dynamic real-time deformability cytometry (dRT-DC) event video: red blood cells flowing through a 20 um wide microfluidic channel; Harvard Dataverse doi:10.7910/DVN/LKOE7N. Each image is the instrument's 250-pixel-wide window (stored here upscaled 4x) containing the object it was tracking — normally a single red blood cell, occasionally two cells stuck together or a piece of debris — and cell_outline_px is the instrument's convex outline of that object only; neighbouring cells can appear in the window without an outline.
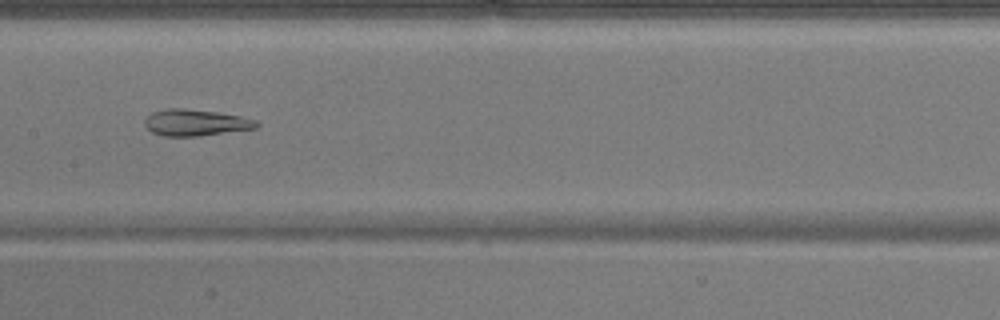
{"species": "common noctule bat (a hibernating species)", "species_latin": "Nyctalus noctula", "temperature_condition": "warm", "stored_images_in_passage": 52, "camera_frame_rate_fps": 3000, "um_per_image_px": 0.085, "animal": {"sex": "male", "body_mass_g": 17.9}, "frame": {"image": 1, "passage_image": 26, "time_ms": 8.333, "image_size_px": [1000, 320], "cell_outline_px": [[260, 124], [256, 128], [200, 136], [164, 136], [152, 132], [144, 124], [144, 120], [152, 112], [168, 108], [184, 108], [216, 112], [240, 116], [256, 120]], "centroid_in_image_um": [16.62, 10.42], "position_along_channel_um": 190.8, "area_um2": 17.17}}
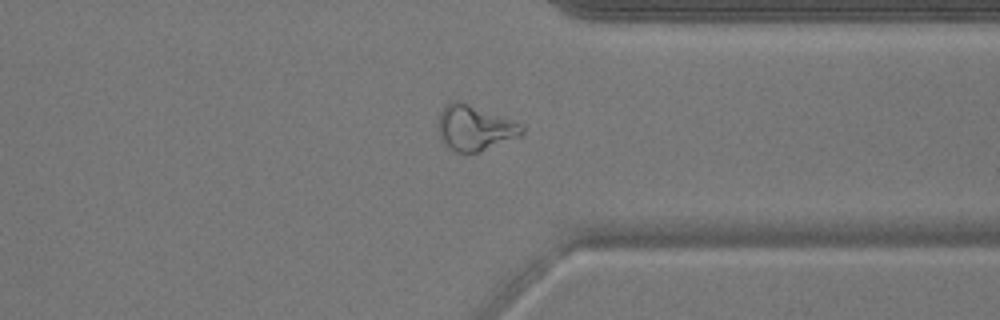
{"frame": {"image": 2, "passage_image": 40, "time_ms": 13.0, "image_size_px": [1000, 320], "cell_outline_px": [[524, 132], [520, 136], [480, 152], [456, 152], [444, 144], [440, 136], [440, 112], [444, 104], [452, 100], [460, 100], [520, 124], [524, 128]], "centroid_in_image_um": [40.33, 10.87], "position_along_channel_um": 371.1, "area_um2": 21.73}}
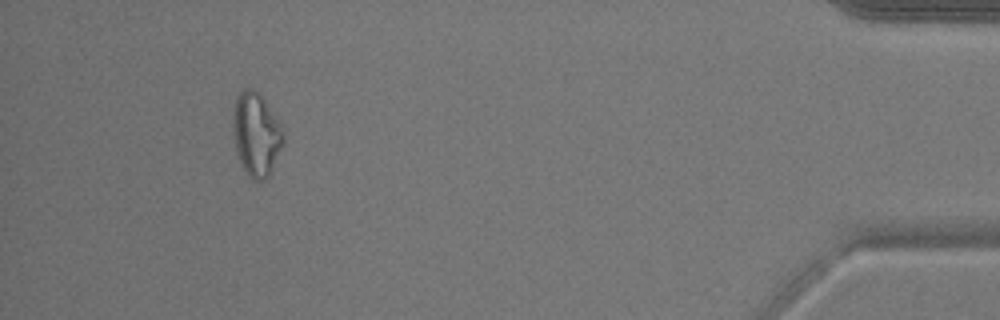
{"frame": {"image": 3, "passage_image": 48, "time_ms": 15.667, "image_size_px": [1000, 320], "cell_outline_px": [[284, 144], [272, 172], [264, 180], [252, 180], [248, 176], [240, 160], [236, 148], [232, 112], [236, 100], [240, 92], [244, 88], [252, 88], [260, 92], [284, 132]], "centroid_in_image_um": [21.8, 11.42], "position_along_channel_um": 413.4, "area_um2": 24.39}, "authors_computed_cell_mechanics": {"area_um2": 21.8195, "velocity_mm_per_s": 3.9101, "shape_relaxation_time_tau1_ms": null, "shape_relaxation_time_tau2_ms": 3.8116, "deformation_change_tau1": null, "deformation_change_tau2": 0.097}}